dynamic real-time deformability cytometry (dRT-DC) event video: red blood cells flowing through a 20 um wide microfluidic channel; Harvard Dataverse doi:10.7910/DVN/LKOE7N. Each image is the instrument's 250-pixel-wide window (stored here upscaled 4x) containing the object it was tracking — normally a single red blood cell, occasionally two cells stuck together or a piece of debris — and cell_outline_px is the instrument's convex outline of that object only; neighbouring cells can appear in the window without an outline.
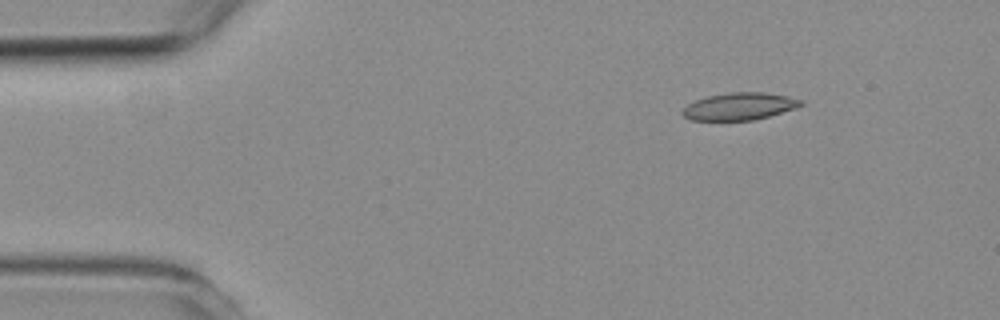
{"species": "common noctule bat (a hibernating species)", "species_latin": "Nyctalus noctula", "temperature_condition": "room temperature", "stored_images_in_passage": 3, "camera_frame_rate_fps": 3000, "um_per_image_px": 0.085, "animal": {"sex": "female", "body_mass_g": 19.3, "forearm_length_mm": 54.1}, "frame": {"image": 1, "passage_image": 3, "time_ms": 2.333, "image_size_px": [1000, 320], "cell_outline_px": [[804, 104], [796, 108], [768, 116], [752, 120], [692, 120], [684, 116], [680, 112], [688, 104], [696, 100], [708, 96], [728, 92], [764, 92], [788, 96], [804, 100]], "centroid_in_image_um": [62.88, 9.03], "position_along_channel_um": 22.1, "area_um2": 18.79}}